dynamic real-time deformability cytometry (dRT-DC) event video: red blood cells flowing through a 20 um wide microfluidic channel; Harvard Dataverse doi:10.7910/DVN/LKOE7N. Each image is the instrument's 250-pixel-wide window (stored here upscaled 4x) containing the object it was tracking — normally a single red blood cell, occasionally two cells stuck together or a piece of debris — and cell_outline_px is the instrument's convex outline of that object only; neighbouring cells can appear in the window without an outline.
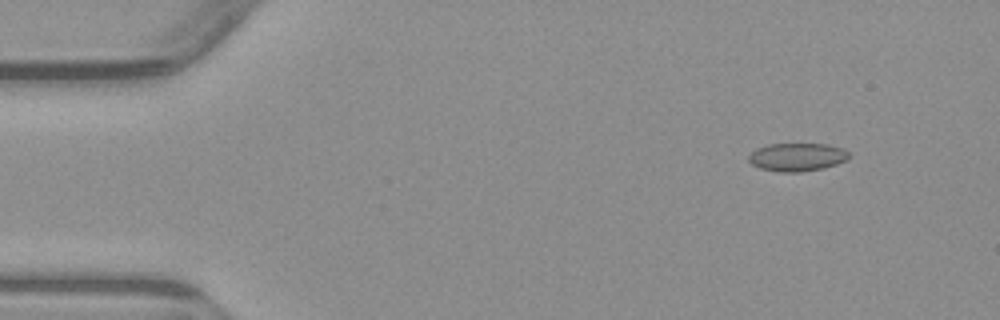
{"species": "common noctule bat (a hibernating species)", "species_latin": "Nyctalus noctula", "temperature_condition": "warm", "stored_images_in_passage": 7, "camera_frame_rate_fps": 3000, "um_per_image_px": 0.085, "animal": {"sex": "male", "body_mass_g": 23.1, "forearm_length_mm": 52.7}, "frame": {"image": 1, "passage_image": 2, "time_ms": 1.0, "image_size_px": [1000, 320], "cell_outline_px": [[848, 160], [824, 168], [800, 172], [776, 172], [760, 168], [752, 164], [748, 160], [748, 156], [756, 148], [768, 144], [828, 144], [844, 148], [848, 152]], "centroid_in_image_um": [67.75, 13.35], "position_along_channel_um": 17.2, "area_um2": 16.59}}
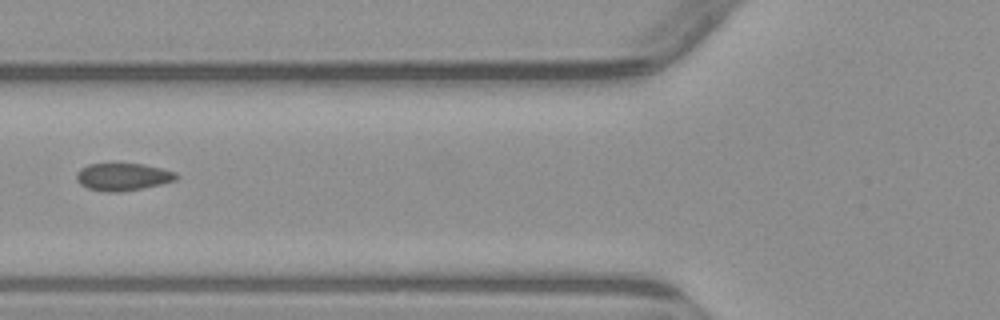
{"frame": {"image": 2, "passage_image": 6, "time_ms": 6.0, "image_size_px": [1000, 320], "cell_outline_px": [[180, 176], [176, 180], [160, 184], [120, 192], [108, 192], [88, 188], [80, 184], [76, 180], [76, 172], [80, 168], [88, 164], [144, 164], [176, 172]], "centroid_in_image_um": [10.43, 15.02], "position_along_channel_um": 115.4, "area_um2": 15.9}}
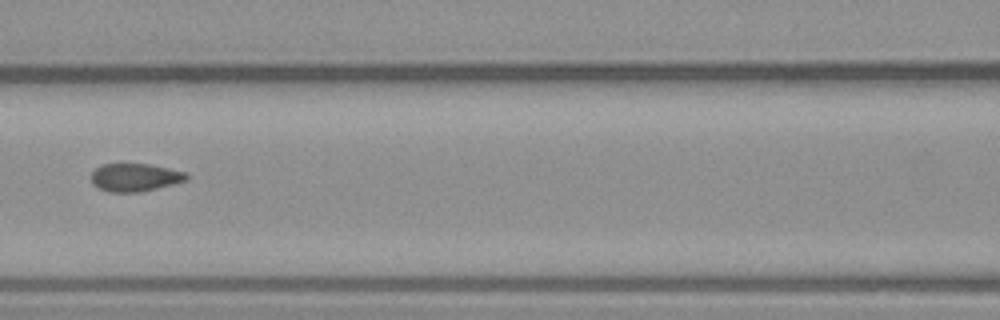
{"frame": {"image": 3, "passage_image": 7, "time_ms": 7.0, "image_size_px": [1000, 320], "cell_outline_px": [[188, 180], [140, 192], [108, 192], [92, 184], [92, 172], [96, 168], [104, 164], [152, 164], [188, 172]], "centroid_in_image_um": [11.51, 15.07], "position_along_channel_um": 155.1, "area_um2": 15.55}}